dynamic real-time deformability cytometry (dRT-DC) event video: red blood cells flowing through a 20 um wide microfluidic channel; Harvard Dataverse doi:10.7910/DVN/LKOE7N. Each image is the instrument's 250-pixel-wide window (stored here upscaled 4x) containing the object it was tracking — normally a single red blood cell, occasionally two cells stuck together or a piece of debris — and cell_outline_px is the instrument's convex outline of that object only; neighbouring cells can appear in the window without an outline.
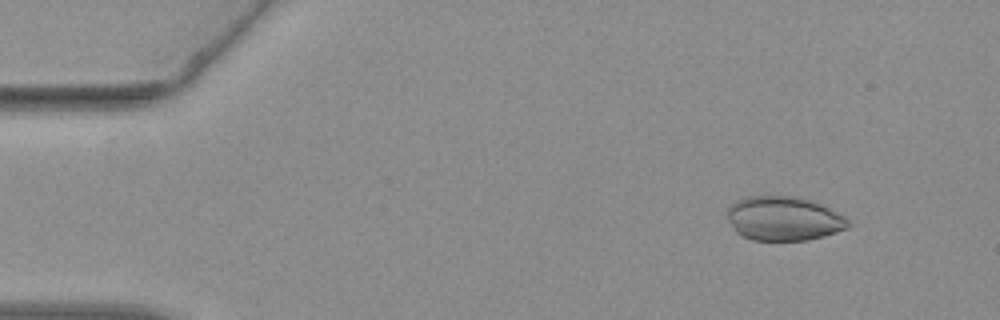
{"species": "common noctule bat (a hibernating species)", "species_latin": "Nyctalus noctula", "temperature_condition": "warm", "stored_images_in_passage": 54, "camera_frame_rate_fps": 3000, "um_per_image_px": 0.085, "animal": {"sex": "female", "body_mass_g": 19.3, "forearm_length_mm": 54.1}, "frame": {"image": 1, "passage_image": 6, "time_ms": 1.667, "image_size_px": [1000, 320], "cell_outline_px": [[852, 224], [848, 228], [824, 236], [808, 240], [752, 240], [736, 232], [728, 220], [728, 208], [736, 200], [748, 196], [800, 196], [820, 204], [844, 216]], "centroid_in_image_um": [66.62, 18.57], "position_along_channel_um": 18.4, "area_um2": 31.1}}
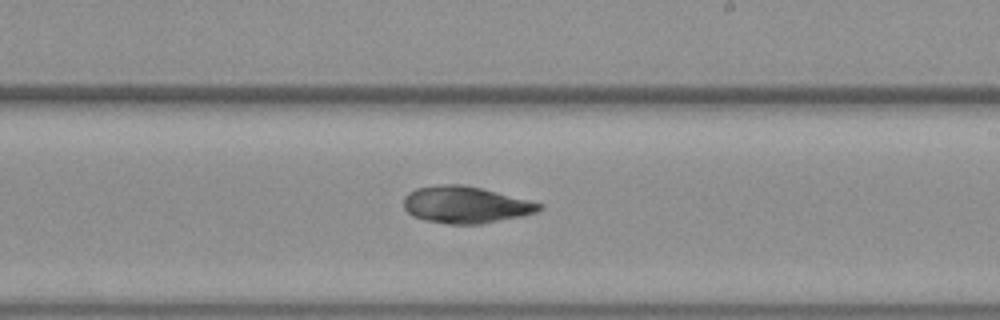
{"frame": {"image": 2, "passage_image": 32, "time_ms": 10.333, "image_size_px": [1000, 320], "cell_outline_px": [[544, 208], [536, 212], [520, 216], [480, 224], [448, 224], [424, 220], [412, 216], [404, 208], [404, 196], [408, 192], [416, 188], [440, 184], [460, 184], [480, 188], [544, 204]], "centroid_in_image_um": [39.54, 17.41], "position_along_channel_um": 249.5, "area_um2": 28.96}}
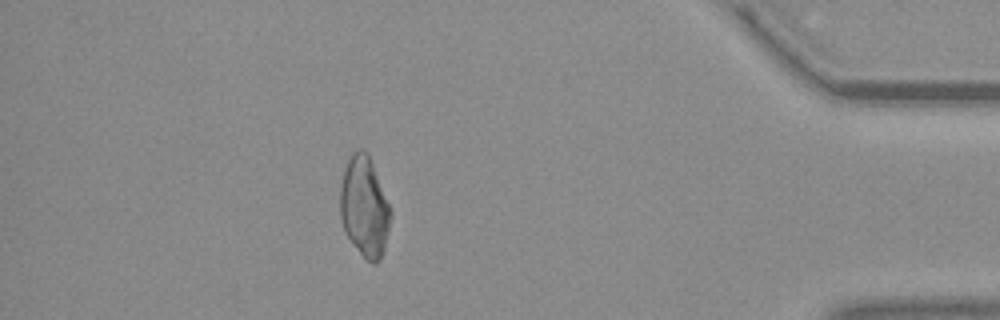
{"frame": {"image": 3, "passage_image": 48, "time_ms": 15.667, "image_size_px": [1000, 320], "cell_outline_px": [[392, 216], [384, 248], [380, 260], [376, 264], [372, 264], [360, 252], [344, 232], [340, 216], [340, 184], [348, 156], [356, 148], [364, 148], [368, 152], [392, 212]], "centroid_in_image_um": [30.97, 17.53], "position_along_channel_um": 404.2, "area_um2": 29.71}}